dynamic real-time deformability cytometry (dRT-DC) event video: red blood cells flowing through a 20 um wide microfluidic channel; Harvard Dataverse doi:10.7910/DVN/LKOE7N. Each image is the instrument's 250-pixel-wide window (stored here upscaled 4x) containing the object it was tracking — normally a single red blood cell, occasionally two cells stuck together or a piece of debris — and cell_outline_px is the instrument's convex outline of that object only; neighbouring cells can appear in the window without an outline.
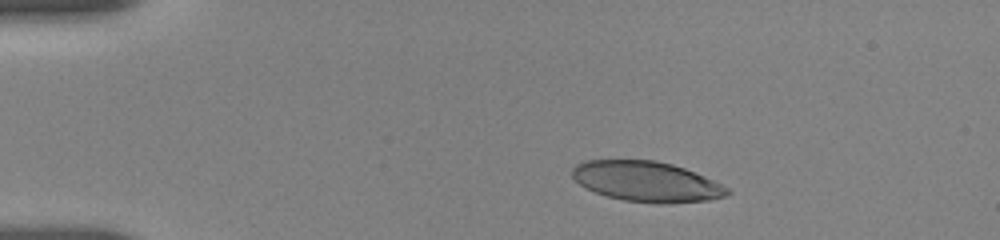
{"species": "human", "species_latin": "Homo sapiens", "temperature_condition": "room temperature", "stored_images_in_passage": 51, "camera_frame_rate_fps": 3000, "um_per_image_px": 0.085, "donor": {"sex": "female"}, "frame": {"image": 1, "passage_image": 1, "time_ms": 0.0, "image_size_px": [1000, 240], "cell_outline_px": [[732, 192], [724, 196], [708, 200], [660, 204], [624, 200], [608, 196], [596, 192], [580, 184], [572, 176], [572, 168], [576, 164], [588, 160], [656, 160], [672, 164], [684, 168], [704, 176], [728, 188]], "centroid_in_image_um": [54.96, 15.42], "position_along_channel_um": 30.0, "area_um2": 36.07}}
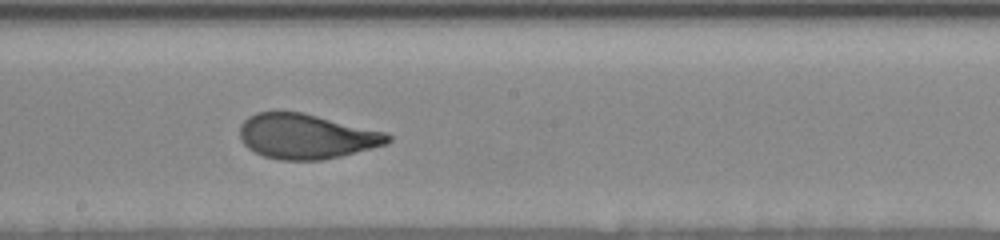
{"frame": {"image": 2, "passage_image": 24, "time_ms": 7.0, "image_size_px": [1000, 240], "cell_outline_px": [[392, 140], [388, 144], [324, 160], [280, 160], [264, 156], [248, 148], [240, 140], [240, 124], [248, 116], [256, 112], [304, 112], [388, 132], [392, 136]], "centroid_in_image_um": [26.07, 11.58], "position_along_channel_um": 222.1, "area_um2": 39.13}}
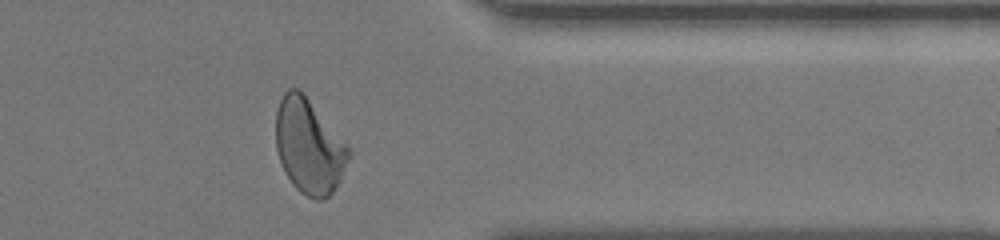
{"frame": {"image": 3, "passage_image": 45, "time_ms": 11.667, "image_size_px": [1000, 240], "cell_outline_px": [[352, 152], [340, 180], [332, 192], [324, 200], [316, 200], [300, 192], [292, 184], [280, 160], [276, 148], [276, 112], [280, 100], [284, 92], [288, 88], [300, 88], [304, 92]], "centroid_in_image_um": [26.26, 12.42], "position_along_channel_um": 385.1, "area_um2": 39.94}, "authors_computed_cell_mechanics": {"area_um2": 39.2462, "velocity_mm_per_s": 3.6613, "shape_relaxation_time_tau1_ms": 5.4608, "shape_relaxation_time_tau2_ms": null, "deformation_change_tau1": 0.1901, "deformation_change_tau2": null}}